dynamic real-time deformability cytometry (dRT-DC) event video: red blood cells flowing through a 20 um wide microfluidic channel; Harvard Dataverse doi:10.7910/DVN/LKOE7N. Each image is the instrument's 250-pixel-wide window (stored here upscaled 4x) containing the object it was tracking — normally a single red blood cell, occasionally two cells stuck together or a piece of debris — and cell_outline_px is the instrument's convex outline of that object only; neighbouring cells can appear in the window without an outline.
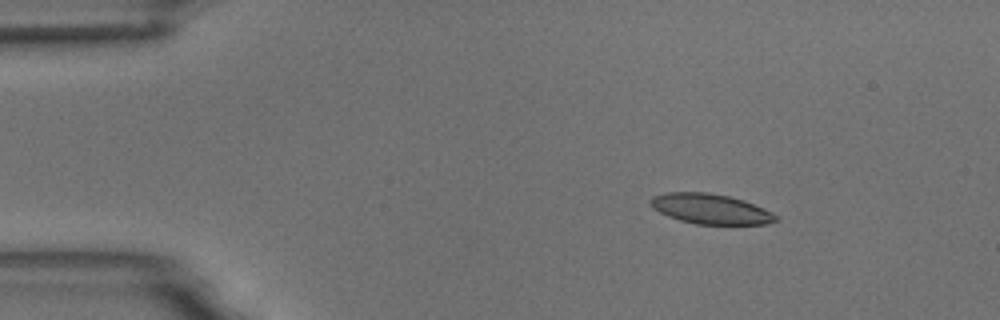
{"species": "common noctule bat (a hibernating species)", "species_latin": "Nyctalus noctula", "temperature_condition": "room temperature", "stored_images_in_passage": 5, "camera_frame_rate_fps": 3000, "um_per_image_px": 0.085, "animal": {"sex": "male", "body_mass_g": 18.8}, "frame": {"image": 1, "passage_image": 2, "time_ms": 2.0, "image_size_px": [1000, 320], "cell_outline_px": [[780, 220], [768, 224], [696, 224], [680, 220], [668, 216], [652, 208], [648, 200], [652, 196], [668, 192], [708, 192], [728, 196], [744, 200], [764, 208], [780, 216]], "centroid_in_image_um": [60.42, 17.76], "position_along_channel_um": 24.6, "area_um2": 22.2}}
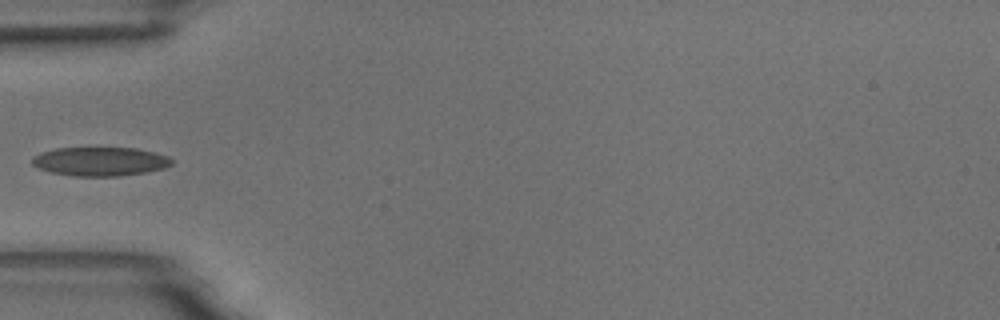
{"frame": {"image": 2, "passage_image": 5, "time_ms": 5.333, "image_size_px": [1000, 320], "cell_outline_px": [[172, 164], [164, 168], [144, 172], [120, 176], [72, 176], [52, 172], [40, 168], [32, 164], [32, 156], [40, 152], [56, 148], [136, 148], [168, 156], [172, 160]], "centroid_in_image_um": [8.49, 13.72], "position_along_channel_um": 76.5, "area_um2": 23.35}}